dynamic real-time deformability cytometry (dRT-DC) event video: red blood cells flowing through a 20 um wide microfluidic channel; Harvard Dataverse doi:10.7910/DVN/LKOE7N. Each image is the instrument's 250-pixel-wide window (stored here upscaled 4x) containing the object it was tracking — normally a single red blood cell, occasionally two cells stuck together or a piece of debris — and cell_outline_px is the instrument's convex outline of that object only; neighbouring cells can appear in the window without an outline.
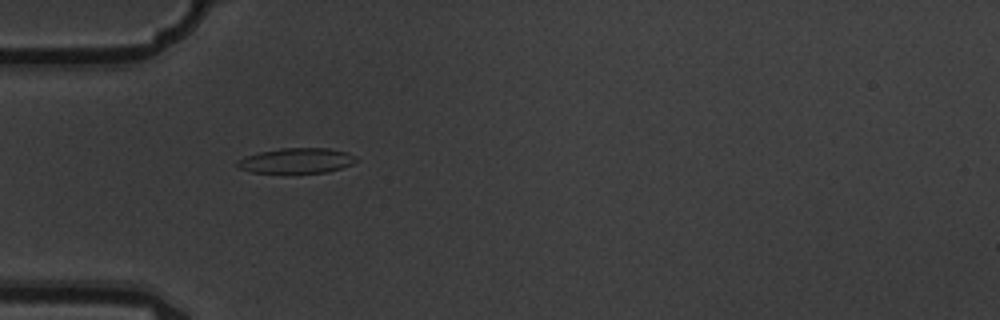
{"species": "common noctule bat (a hibernating species)", "species_latin": "Nyctalus noctula", "temperature_condition": "warm", "stored_images_in_passage": 2, "camera_frame_rate_fps": 3000, "um_per_image_px": 0.085, "animal": {"sex": "male", "body_mass_g": 19.5, "forearm_length_mm": 54.6}, "frame": {"image": 1, "passage_image": 1, "time_ms": 0.0, "image_size_px": [1000, 320], "cell_outline_px": [[360, 160], [352, 164], [328, 172], [288, 176], [252, 172], [240, 168], [236, 164], [244, 156], [260, 152], [280, 148], [328, 148], [348, 152], [356, 156]], "centroid_in_image_um": [25.23, 13.7], "position_along_channel_um": 59.8, "area_um2": 18.38}}
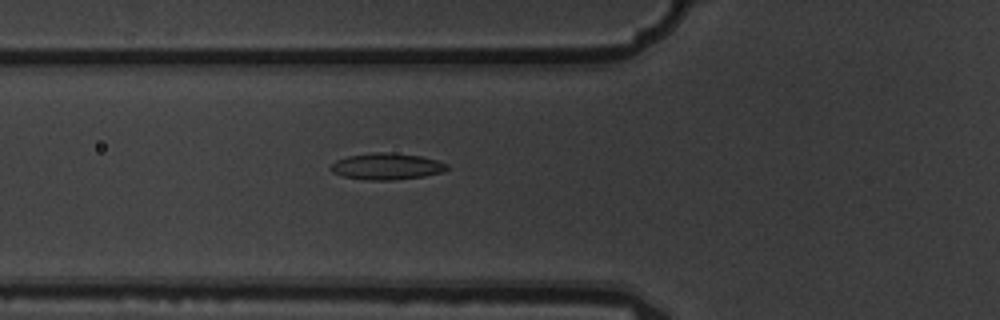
{"frame": {"image": 2, "passage_image": 2, "time_ms": 0.333, "image_size_px": [1000, 320], "cell_outline_px": [[448, 168], [444, 172], [424, 176], [392, 180], [372, 180], [344, 176], [332, 172], [328, 168], [336, 160], [348, 156], [372, 152], [392, 152], [420, 156], [436, 160], [448, 164]], "centroid_in_image_um": [32.87, 14.13], "position_along_channel_um": 92.9, "area_um2": 17.92}}